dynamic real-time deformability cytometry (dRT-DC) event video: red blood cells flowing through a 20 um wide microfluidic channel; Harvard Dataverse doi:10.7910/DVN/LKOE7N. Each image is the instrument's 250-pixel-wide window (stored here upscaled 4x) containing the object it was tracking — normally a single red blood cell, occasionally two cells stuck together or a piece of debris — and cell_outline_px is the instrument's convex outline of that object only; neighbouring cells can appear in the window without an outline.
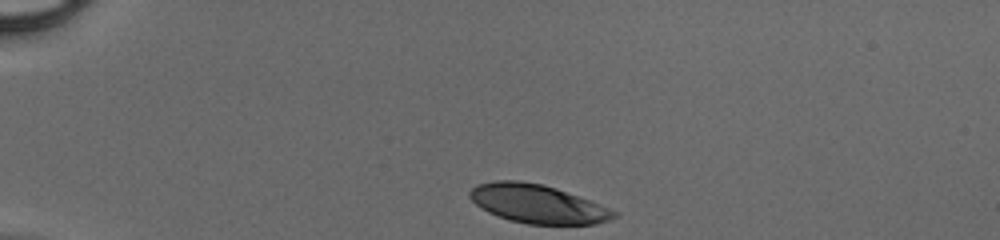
{"species": "human", "species_latin": "Homo sapiens", "temperature_condition": "cold", "stored_images_in_passage": 32, "camera_frame_rate_fps": 3000, "um_per_image_px": 0.085, "donor": {"sex": "male"}, "frame": {"image": 1, "passage_image": 1, "time_ms": 0.0, "image_size_px": [1000, 240], "cell_outline_px": [[620, 212], [616, 216], [608, 220], [596, 224], [528, 224], [508, 220], [488, 212], [480, 208], [468, 196], [468, 192], [476, 184], [496, 180], [520, 180], [544, 184], [556, 188], [600, 204]], "centroid_in_image_um": [45.67, 17.32], "position_along_channel_um": 39.3, "area_um2": 32.6}}
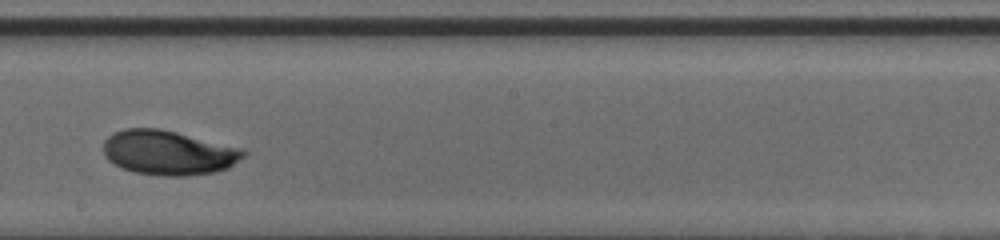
{"frame": {"image": 2, "passage_image": 19, "time_ms": 6.0, "image_size_px": [1000, 240], "cell_outline_px": [[248, 152], [240, 160], [228, 168], [216, 172], [184, 176], [164, 176], [136, 172], [120, 168], [108, 160], [104, 156], [104, 140], [112, 132], [124, 128], [160, 128], [244, 148]], "centroid_in_image_um": [14.32, 12.97], "position_along_channel_um": 233.9, "area_um2": 36.76}}
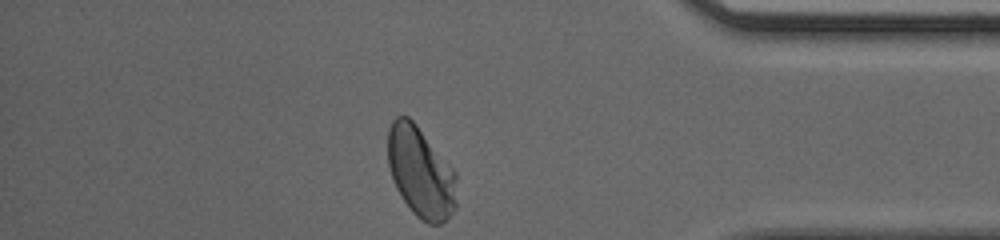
{"frame": {"image": 3, "passage_image": 32, "time_ms": 10.333, "image_size_px": [1000, 240], "cell_outline_px": [[456, 208], [440, 224], [428, 224], [416, 216], [412, 212], [396, 188], [388, 164], [388, 128], [392, 120], [396, 116], [408, 116], [416, 124], [456, 172]], "centroid_in_image_um": [35.75, 14.63], "position_along_channel_um": 399.4, "area_um2": 36.18}}